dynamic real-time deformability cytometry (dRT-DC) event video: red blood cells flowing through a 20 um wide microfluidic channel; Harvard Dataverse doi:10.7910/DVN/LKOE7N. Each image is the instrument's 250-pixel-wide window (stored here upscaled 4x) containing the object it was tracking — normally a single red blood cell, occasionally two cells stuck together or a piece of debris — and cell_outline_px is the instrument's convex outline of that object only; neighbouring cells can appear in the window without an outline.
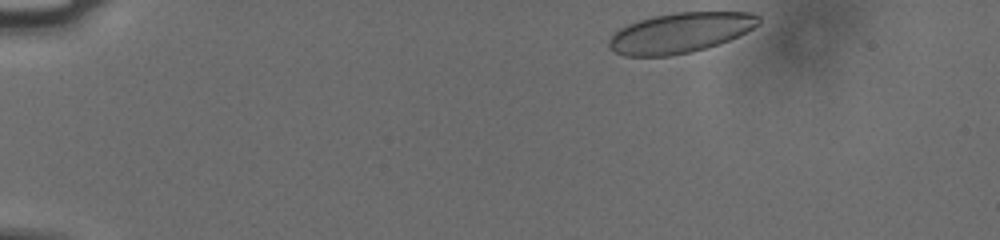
{"species": "human", "species_latin": "Homo sapiens", "temperature_condition": "cold", "stored_images_in_passage": 19, "camera_frame_rate_fps": 3000, "um_per_image_px": 0.085, "donor": {"sex": "male"}, "frame": {"image": 1, "passage_image": 1, "time_ms": 0.0, "image_size_px": [1000, 240], "cell_outline_px": [[760, 24], [728, 40], [704, 48], [688, 52], [668, 56], [624, 56], [616, 52], [608, 44], [608, 40], [620, 28], [628, 24], [652, 16], [676, 12], [752, 12], [760, 16]], "centroid_in_image_um": [57.81, 2.77], "position_along_channel_um": 27.2, "area_um2": 34.56}}
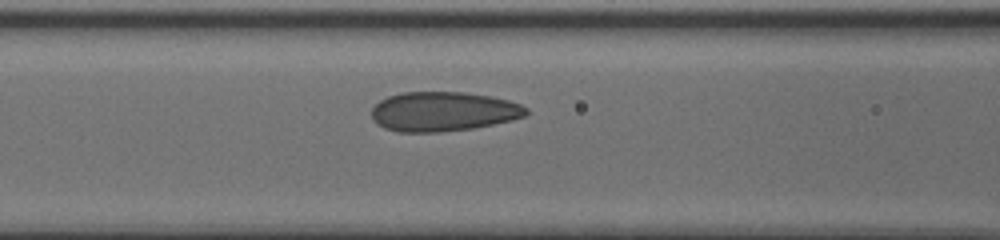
{"frame": {"image": 2, "passage_image": 15, "time_ms": 4.667, "image_size_px": [1000, 240], "cell_outline_px": [[528, 112], [524, 116], [512, 120], [472, 128], [436, 132], [400, 132], [384, 128], [372, 120], [372, 108], [380, 100], [388, 96], [404, 92], [464, 92], [492, 96], [508, 100], [520, 104], [528, 108]], "centroid_in_image_um": [37.67, 9.47], "position_along_channel_um": 128.9, "area_um2": 35.55}}
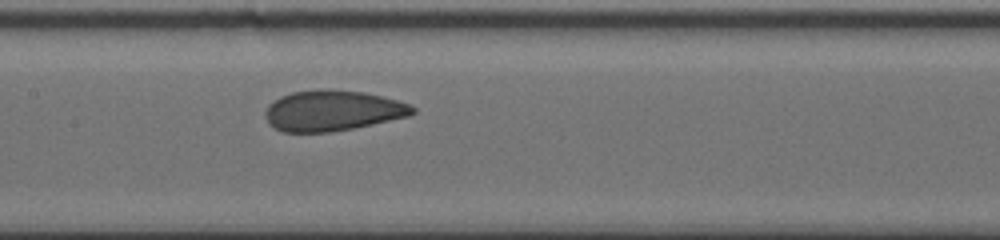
{"frame": {"image": 3, "passage_image": 19, "time_ms": 6.0, "image_size_px": [1000, 240], "cell_outline_px": [[416, 112], [408, 116], [372, 124], [352, 128], [328, 132], [284, 132], [268, 124], [264, 116], [264, 112], [268, 104], [272, 100], [280, 96], [292, 92], [324, 88], [328, 88], [364, 92], [412, 104], [416, 108]], "centroid_in_image_um": [28.23, 9.39], "position_along_channel_um": 179.2, "area_um2": 35.08}}